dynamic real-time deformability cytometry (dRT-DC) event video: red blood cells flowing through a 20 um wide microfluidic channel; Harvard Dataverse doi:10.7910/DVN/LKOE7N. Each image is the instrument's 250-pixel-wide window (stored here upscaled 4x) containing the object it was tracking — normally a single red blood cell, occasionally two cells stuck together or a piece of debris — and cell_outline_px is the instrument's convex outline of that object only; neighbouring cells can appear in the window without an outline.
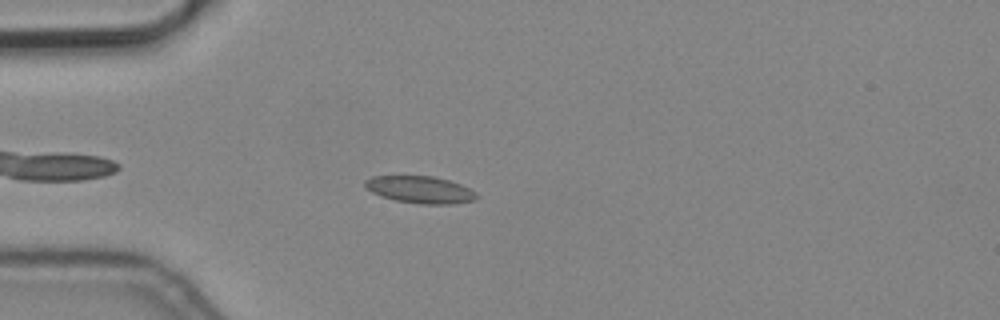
{"species": "common noctule bat (a hibernating species)", "species_latin": "Nyctalus noctula", "temperature_condition": "cold", "stored_images_in_passage": 7, "camera_frame_rate_fps": 3000, "um_per_image_px": 0.085, "animal": {"sex": "male", "body_mass_g": 19.2, "forearm_length_mm": 51.8}, "frame": {"image": 1, "passage_image": 5, "time_ms": 1.333, "image_size_px": [1000, 320], "cell_outline_px": [[480, 196], [476, 200], [452, 204], [420, 204], [396, 200], [380, 196], [364, 188], [364, 180], [372, 176], [432, 176], [448, 180], [460, 184], [476, 192]], "centroid_in_image_um": [35.71, 16.12], "position_along_channel_um": 49.3, "area_um2": 17.74}}